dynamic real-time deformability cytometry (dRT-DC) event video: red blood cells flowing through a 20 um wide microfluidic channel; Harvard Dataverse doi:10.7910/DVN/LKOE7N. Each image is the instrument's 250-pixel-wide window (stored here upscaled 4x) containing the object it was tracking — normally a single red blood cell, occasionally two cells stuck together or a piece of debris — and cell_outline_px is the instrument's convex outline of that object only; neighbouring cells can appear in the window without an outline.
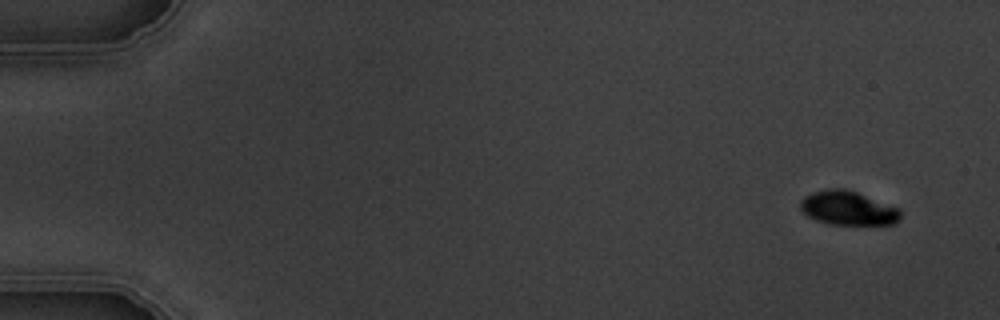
{"species": "common noctule bat (a hibernating species)", "species_latin": "Nyctalus noctula", "temperature_condition": "warm", "stored_images_in_passage": 5, "camera_frame_rate_fps": 3000, "um_per_image_px": 0.085, "animal": {"sex": "male", "body_mass_g": 19.5, "forearm_length_mm": 54.6}, "frame": {"image": 1, "passage_image": 1, "time_ms": 0.0, "image_size_px": [1000, 320], "cell_outline_px": [[900, 216], [892, 224], [828, 224], [816, 220], [808, 216], [800, 208], [800, 200], [804, 196], [812, 192], [828, 188], [848, 188], [900, 208]], "centroid_in_image_um": [72.05, 17.66], "position_along_channel_um": 12.9, "area_um2": 19.94}}
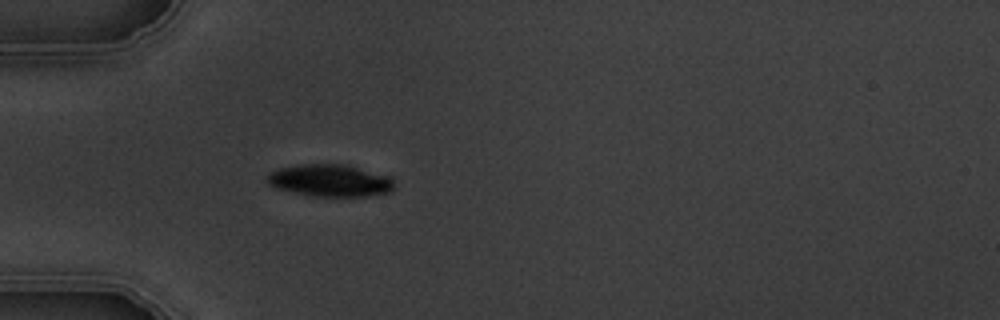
{"frame": {"image": 2, "passage_image": 5, "time_ms": 4.667, "image_size_px": [1000, 320], "cell_outline_px": [[392, 188], [388, 192], [368, 196], [316, 196], [276, 188], [268, 184], [268, 176], [272, 172], [280, 168], [300, 164], [348, 164], [384, 176], [392, 180]], "centroid_in_image_um": [28.02, 15.34], "position_along_channel_um": 57.0, "area_um2": 23.18}}